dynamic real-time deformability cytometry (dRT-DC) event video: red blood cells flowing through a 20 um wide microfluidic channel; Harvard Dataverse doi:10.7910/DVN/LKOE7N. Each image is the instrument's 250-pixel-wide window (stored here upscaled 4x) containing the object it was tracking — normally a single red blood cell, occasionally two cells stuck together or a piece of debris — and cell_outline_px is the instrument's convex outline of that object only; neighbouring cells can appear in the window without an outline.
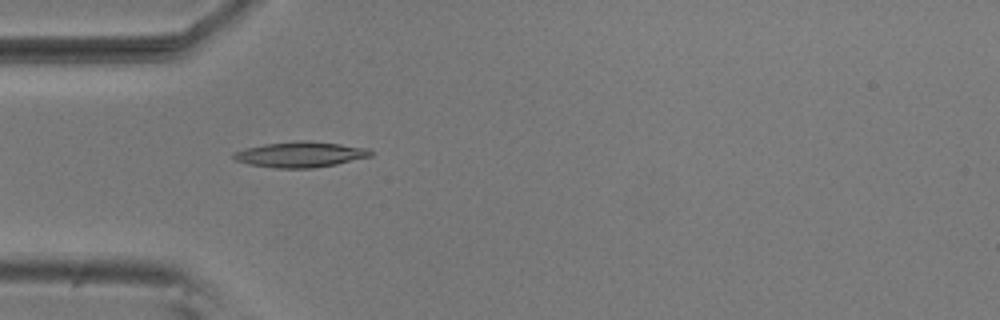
{"species": "common noctule bat (a hibernating species)", "species_latin": "Nyctalus noctula", "temperature_condition": "room temperature", "stored_images_in_passage": 5, "camera_frame_rate_fps": 3000, "um_per_image_px": 0.085, "animal": {"sex": "male", "body_mass_g": 20.5, "forearm_length_mm": 52.5}, "frame": {"image": 1, "passage_image": 5, "time_ms": 1.333, "image_size_px": [1000, 320], "cell_outline_px": [[372, 156], [336, 164], [312, 168], [276, 168], [248, 164], [236, 160], [232, 156], [232, 152], [244, 148], [264, 144], [296, 140], [308, 140], [340, 144], [368, 148], [372, 152]], "centroid_in_image_um": [25.5, 13.12], "position_along_channel_um": 59.5, "area_um2": 20.52}}